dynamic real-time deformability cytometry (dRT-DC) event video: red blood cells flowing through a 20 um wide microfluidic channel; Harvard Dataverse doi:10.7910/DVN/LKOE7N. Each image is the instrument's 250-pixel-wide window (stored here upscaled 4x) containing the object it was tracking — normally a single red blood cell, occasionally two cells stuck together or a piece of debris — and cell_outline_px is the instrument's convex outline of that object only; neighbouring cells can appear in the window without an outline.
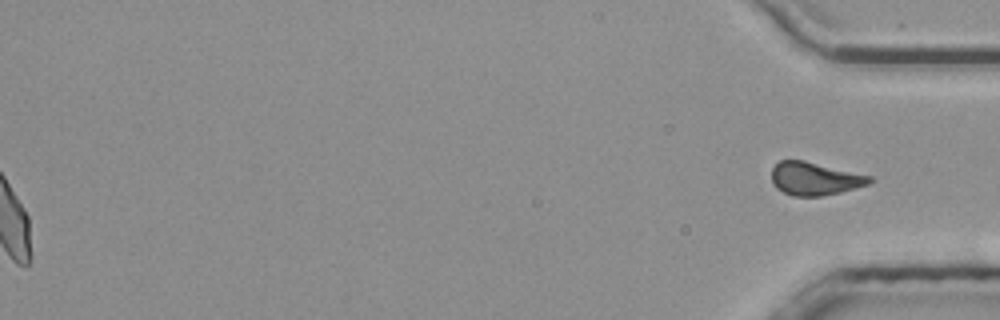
{"species": "common noctule bat (a hibernating species)", "species_latin": "Nyctalus noctula", "temperature_condition": "room temperature", "stored_images_in_passage": 55, "segment_of_instrument_passage": [2, 2], "camera_frame_rate_fps": 3000, "um_per_image_px": 0.085, "animal": {"sex": "male", "body_mass_g": 20.4}, "frame": {"image": 1, "passage_image": 55, "time_ms": 18.0, "image_size_px": [1000, 320], "cell_outline_px": [[876, 180], [868, 184], [840, 192], [820, 196], [792, 196], [776, 188], [772, 184], [772, 168], [780, 160], [804, 160], [872, 176]], "centroid_in_image_um": [69.26, 15.18], "position_along_channel_um": 365.9, "area_um2": 18.9}}